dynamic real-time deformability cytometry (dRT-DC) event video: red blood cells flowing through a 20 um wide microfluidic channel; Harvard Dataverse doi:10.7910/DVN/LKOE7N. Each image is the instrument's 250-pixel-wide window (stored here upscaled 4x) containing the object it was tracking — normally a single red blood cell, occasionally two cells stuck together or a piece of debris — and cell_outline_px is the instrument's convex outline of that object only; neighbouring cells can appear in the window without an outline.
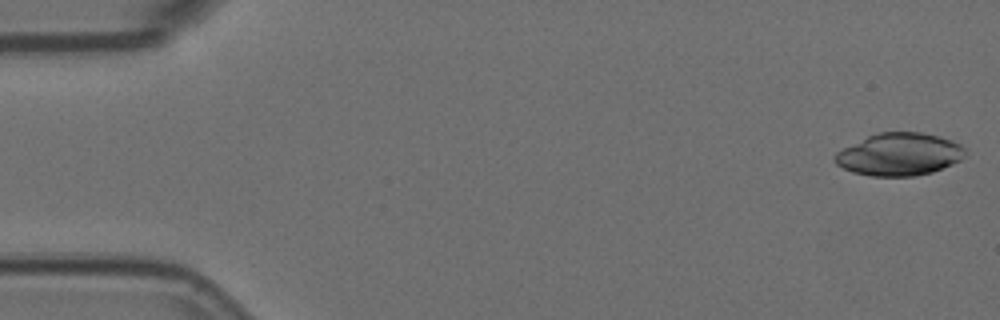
{"species": "Egyptian fruit bat (a non-hibernating species)", "species_latin": "Rousettus aegyptiacus", "temperature_condition": "room temperature", "stored_images_in_passage": 56, "camera_frame_rate_fps": 3000, "um_per_image_px": 0.085, "animal": {"sex": "female"}, "frame": {"image": 1, "passage_image": 1, "time_ms": 0.0, "image_size_px": [1000, 320], "cell_outline_px": [[964, 156], [960, 160], [952, 164], [932, 172], [912, 176], [872, 176], [852, 172], [836, 164], [836, 152], [868, 136], [880, 132], [920, 132], [940, 136], [952, 140], [960, 144], [964, 148]], "centroid_in_image_um": [76.46, 13.12], "position_along_channel_um": 8.5, "area_um2": 31.96}}